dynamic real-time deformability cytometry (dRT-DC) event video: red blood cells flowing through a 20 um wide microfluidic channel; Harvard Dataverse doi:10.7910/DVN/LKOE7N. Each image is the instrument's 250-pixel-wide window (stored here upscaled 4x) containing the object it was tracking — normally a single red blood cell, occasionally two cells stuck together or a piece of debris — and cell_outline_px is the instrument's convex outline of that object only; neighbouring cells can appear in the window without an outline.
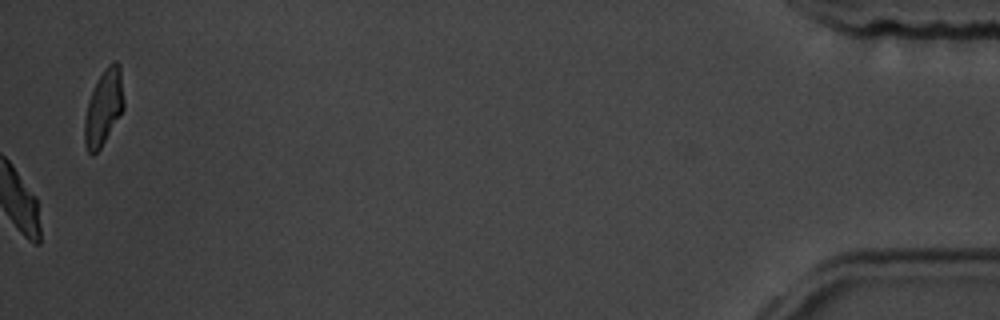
{"species": "common noctule bat (a hibernating species)", "species_latin": "Nyctalus noctula", "temperature_condition": "room temperature", "stored_images_in_passage": 50, "camera_frame_rate_fps": 3000, "um_per_image_px": 0.085, "animal": {"sex": "male", "body_mass_g": 19.5, "forearm_length_mm": 54.6}, "frame": {"image": 1, "passage_image": 50, "time_ms": 16.333, "image_size_px": [1000, 320], "cell_outline_px": [[124, 108], [120, 116], [100, 148], [92, 156], [88, 152], [84, 144], [84, 120], [88, 100], [104, 68], [112, 60], [116, 60], [120, 64], [124, 100]], "centroid_in_image_um": [8.82, 9.12], "position_along_channel_um": 426.4, "area_um2": 17.34}, "authors_computed_cell_mechanics": {"area_um2": 20.1433, "velocity_mm_per_s": 3.5062, "shape_relaxation_time_tau1_ms": 2.4709, "shape_relaxation_time_tau2_ms": 3.817, "deformation_change_tau1": 0.1324, "deformation_change_tau2": 0.0614}}